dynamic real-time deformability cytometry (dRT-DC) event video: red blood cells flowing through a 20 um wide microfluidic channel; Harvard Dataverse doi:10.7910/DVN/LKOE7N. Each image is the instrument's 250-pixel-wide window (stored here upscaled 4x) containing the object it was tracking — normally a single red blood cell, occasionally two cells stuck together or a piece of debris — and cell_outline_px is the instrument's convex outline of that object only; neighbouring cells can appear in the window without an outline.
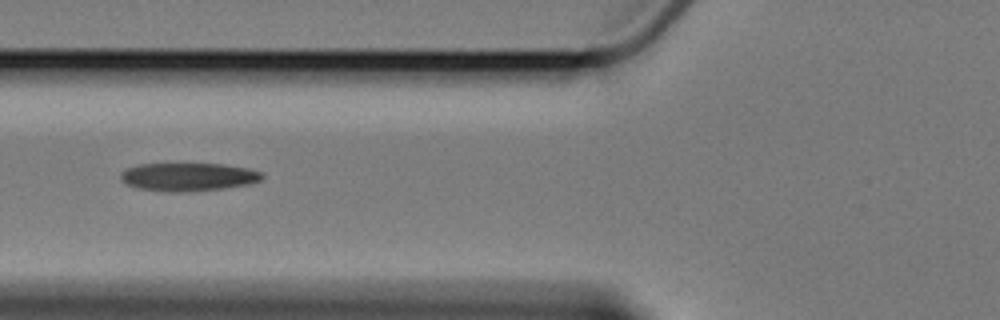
{"species": "Egyptian fruit bat (a non-hibernating species)", "species_latin": "Rousettus aegyptiacus", "temperature_condition": "cold", "stored_images_in_passage": 9, "camera_frame_rate_fps": 3000, "um_per_image_px": 0.085, "animal": {"sex": "female"}, "frame": {"image": 1, "passage_image": 4, "time_ms": 3.667, "image_size_px": [1000, 320], "cell_outline_px": [[264, 176], [260, 180], [248, 184], [224, 188], [188, 192], [164, 192], [136, 188], [120, 180], [120, 172], [128, 168], [140, 164], [224, 164], [248, 168], [260, 172]], "centroid_in_image_um": [15.97, 15.04], "position_along_channel_um": 109.8, "area_um2": 23.29}}
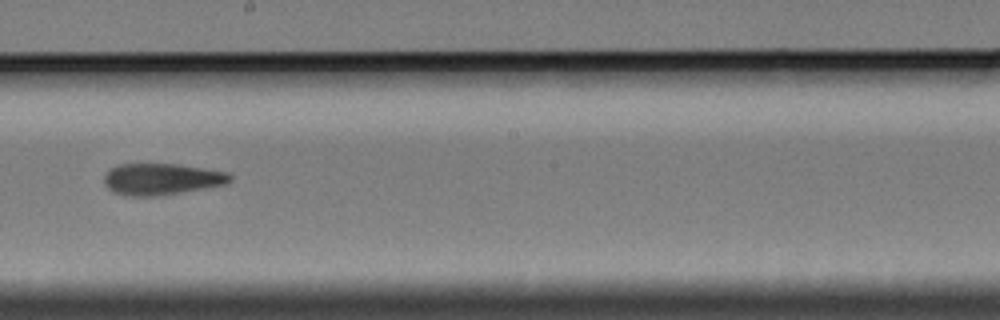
{"frame": {"image": 2, "passage_image": 7, "time_ms": 7.333, "image_size_px": [1000, 320], "cell_outline_px": [[232, 180], [228, 184], [156, 196], [132, 196], [112, 192], [108, 188], [104, 180], [104, 176], [116, 164], [176, 164], [228, 172], [232, 176]], "centroid_in_image_um": [13.75, 15.22], "position_along_channel_um": 234.4, "area_um2": 22.95}}
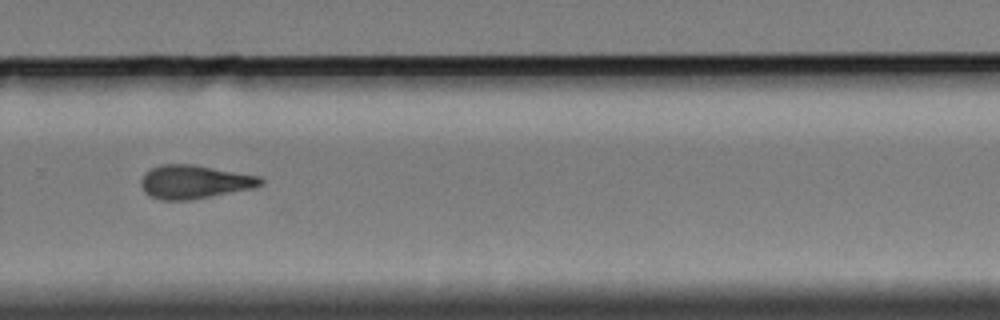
{"frame": {"image": 3, "passage_image": 9, "time_ms": 9.667, "image_size_px": [1000, 320], "cell_outline_px": [[264, 184], [256, 188], [192, 200], [160, 200], [144, 192], [140, 184], [140, 180], [144, 172], [160, 164], [196, 164], [260, 176], [264, 180]], "centroid_in_image_um": [16.55, 15.45], "position_along_channel_um": 313.2, "area_um2": 23.87}}